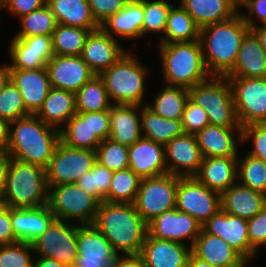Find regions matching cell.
I'll return each mask as SVG.
<instances>
[{
    "mask_svg": "<svg viewBox=\"0 0 266 267\" xmlns=\"http://www.w3.org/2000/svg\"><path fill=\"white\" fill-rule=\"evenodd\" d=\"M121 256L139 255L148 233V223L134 204L101 202L93 223Z\"/></svg>",
    "mask_w": 266,
    "mask_h": 267,
    "instance_id": "6da1fadb",
    "label": "cell"
},
{
    "mask_svg": "<svg viewBox=\"0 0 266 267\" xmlns=\"http://www.w3.org/2000/svg\"><path fill=\"white\" fill-rule=\"evenodd\" d=\"M249 31L239 12L200 29L199 40L211 76H226L234 68L242 40Z\"/></svg>",
    "mask_w": 266,
    "mask_h": 267,
    "instance_id": "7a4b0ae2",
    "label": "cell"
},
{
    "mask_svg": "<svg viewBox=\"0 0 266 267\" xmlns=\"http://www.w3.org/2000/svg\"><path fill=\"white\" fill-rule=\"evenodd\" d=\"M59 142V130L30 114L10 122L7 152L12 159L46 168Z\"/></svg>",
    "mask_w": 266,
    "mask_h": 267,
    "instance_id": "3957f363",
    "label": "cell"
},
{
    "mask_svg": "<svg viewBox=\"0 0 266 267\" xmlns=\"http://www.w3.org/2000/svg\"><path fill=\"white\" fill-rule=\"evenodd\" d=\"M164 81L167 85L190 89L211 77L200 40L181 43H158Z\"/></svg>",
    "mask_w": 266,
    "mask_h": 267,
    "instance_id": "277c9868",
    "label": "cell"
},
{
    "mask_svg": "<svg viewBox=\"0 0 266 267\" xmlns=\"http://www.w3.org/2000/svg\"><path fill=\"white\" fill-rule=\"evenodd\" d=\"M130 50L99 76L113 104L146 105L143 103L147 89L145 83L151 69L142 64Z\"/></svg>",
    "mask_w": 266,
    "mask_h": 267,
    "instance_id": "5b68a950",
    "label": "cell"
},
{
    "mask_svg": "<svg viewBox=\"0 0 266 267\" xmlns=\"http://www.w3.org/2000/svg\"><path fill=\"white\" fill-rule=\"evenodd\" d=\"M45 168L36 164L10 160L4 192L9 208H39L48 204Z\"/></svg>",
    "mask_w": 266,
    "mask_h": 267,
    "instance_id": "8992f818",
    "label": "cell"
},
{
    "mask_svg": "<svg viewBox=\"0 0 266 267\" xmlns=\"http://www.w3.org/2000/svg\"><path fill=\"white\" fill-rule=\"evenodd\" d=\"M189 99L207 113L209 123L242 128L237 120L232 89L226 76H211L188 89Z\"/></svg>",
    "mask_w": 266,
    "mask_h": 267,
    "instance_id": "52a82bcc",
    "label": "cell"
},
{
    "mask_svg": "<svg viewBox=\"0 0 266 267\" xmlns=\"http://www.w3.org/2000/svg\"><path fill=\"white\" fill-rule=\"evenodd\" d=\"M100 201L76 183L50 187L48 206L56 219L80 225L95 222Z\"/></svg>",
    "mask_w": 266,
    "mask_h": 267,
    "instance_id": "ba28073f",
    "label": "cell"
},
{
    "mask_svg": "<svg viewBox=\"0 0 266 267\" xmlns=\"http://www.w3.org/2000/svg\"><path fill=\"white\" fill-rule=\"evenodd\" d=\"M96 162V151L73 148L60 140L45 168L48 189L57 185L76 183Z\"/></svg>",
    "mask_w": 266,
    "mask_h": 267,
    "instance_id": "9c48e42d",
    "label": "cell"
},
{
    "mask_svg": "<svg viewBox=\"0 0 266 267\" xmlns=\"http://www.w3.org/2000/svg\"><path fill=\"white\" fill-rule=\"evenodd\" d=\"M178 176L165 173L141 180L134 206L149 223L157 215L175 208Z\"/></svg>",
    "mask_w": 266,
    "mask_h": 267,
    "instance_id": "30bf717a",
    "label": "cell"
},
{
    "mask_svg": "<svg viewBox=\"0 0 266 267\" xmlns=\"http://www.w3.org/2000/svg\"><path fill=\"white\" fill-rule=\"evenodd\" d=\"M73 224L55 218L49 227L31 243L33 253L67 266L73 265L78 256L76 236L77 227L80 225Z\"/></svg>",
    "mask_w": 266,
    "mask_h": 267,
    "instance_id": "8fae6325",
    "label": "cell"
},
{
    "mask_svg": "<svg viewBox=\"0 0 266 267\" xmlns=\"http://www.w3.org/2000/svg\"><path fill=\"white\" fill-rule=\"evenodd\" d=\"M227 78L239 125L243 127L253 123H266V77Z\"/></svg>",
    "mask_w": 266,
    "mask_h": 267,
    "instance_id": "7c38bea8",
    "label": "cell"
},
{
    "mask_svg": "<svg viewBox=\"0 0 266 267\" xmlns=\"http://www.w3.org/2000/svg\"><path fill=\"white\" fill-rule=\"evenodd\" d=\"M175 208L203 225L221 209V194L206 187L195 176H178Z\"/></svg>",
    "mask_w": 266,
    "mask_h": 267,
    "instance_id": "4fadbf2b",
    "label": "cell"
},
{
    "mask_svg": "<svg viewBox=\"0 0 266 267\" xmlns=\"http://www.w3.org/2000/svg\"><path fill=\"white\" fill-rule=\"evenodd\" d=\"M76 242L78 256L75 264L81 267H111L119 256L94 224L79 225Z\"/></svg>",
    "mask_w": 266,
    "mask_h": 267,
    "instance_id": "5bb4252c",
    "label": "cell"
},
{
    "mask_svg": "<svg viewBox=\"0 0 266 267\" xmlns=\"http://www.w3.org/2000/svg\"><path fill=\"white\" fill-rule=\"evenodd\" d=\"M202 225L191 215L176 208L157 215L148 223V233L157 239L169 240L192 247L200 234Z\"/></svg>",
    "mask_w": 266,
    "mask_h": 267,
    "instance_id": "9a60e30c",
    "label": "cell"
},
{
    "mask_svg": "<svg viewBox=\"0 0 266 267\" xmlns=\"http://www.w3.org/2000/svg\"><path fill=\"white\" fill-rule=\"evenodd\" d=\"M247 228V219L227 214L222 209L202 225L206 233L221 237L249 262L257 252L250 246Z\"/></svg>",
    "mask_w": 266,
    "mask_h": 267,
    "instance_id": "2e32d148",
    "label": "cell"
},
{
    "mask_svg": "<svg viewBox=\"0 0 266 267\" xmlns=\"http://www.w3.org/2000/svg\"><path fill=\"white\" fill-rule=\"evenodd\" d=\"M8 69H38L46 67L54 56L52 36L35 35L24 38H11Z\"/></svg>",
    "mask_w": 266,
    "mask_h": 267,
    "instance_id": "e0dca14e",
    "label": "cell"
},
{
    "mask_svg": "<svg viewBox=\"0 0 266 267\" xmlns=\"http://www.w3.org/2000/svg\"><path fill=\"white\" fill-rule=\"evenodd\" d=\"M118 41L101 27L90 31L81 56L95 75H100L128 52Z\"/></svg>",
    "mask_w": 266,
    "mask_h": 267,
    "instance_id": "ac0fdd59",
    "label": "cell"
},
{
    "mask_svg": "<svg viewBox=\"0 0 266 267\" xmlns=\"http://www.w3.org/2000/svg\"><path fill=\"white\" fill-rule=\"evenodd\" d=\"M195 134L184 133L165 145L167 173L179 177L195 176L202 163Z\"/></svg>",
    "mask_w": 266,
    "mask_h": 267,
    "instance_id": "d6986e66",
    "label": "cell"
},
{
    "mask_svg": "<svg viewBox=\"0 0 266 267\" xmlns=\"http://www.w3.org/2000/svg\"><path fill=\"white\" fill-rule=\"evenodd\" d=\"M50 85L76 93L95 74L82 56H53L46 64Z\"/></svg>",
    "mask_w": 266,
    "mask_h": 267,
    "instance_id": "ffe728a7",
    "label": "cell"
},
{
    "mask_svg": "<svg viewBox=\"0 0 266 267\" xmlns=\"http://www.w3.org/2000/svg\"><path fill=\"white\" fill-rule=\"evenodd\" d=\"M128 162L141 179L167 173L165 146L143 136L128 147Z\"/></svg>",
    "mask_w": 266,
    "mask_h": 267,
    "instance_id": "44dd1931",
    "label": "cell"
},
{
    "mask_svg": "<svg viewBox=\"0 0 266 267\" xmlns=\"http://www.w3.org/2000/svg\"><path fill=\"white\" fill-rule=\"evenodd\" d=\"M190 254L187 244L157 239L147 233L139 256L145 267H187Z\"/></svg>",
    "mask_w": 266,
    "mask_h": 267,
    "instance_id": "7402d4cb",
    "label": "cell"
},
{
    "mask_svg": "<svg viewBox=\"0 0 266 267\" xmlns=\"http://www.w3.org/2000/svg\"><path fill=\"white\" fill-rule=\"evenodd\" d=\"M191 253L216 267H243L248 262L221 237L210 235L203 229L195 239Z\"/></svg>",
    "mask_w": 266,
    "mask_h": 267,
    "instance_id": "603a6c76",
    "label": "cell"
},
{
    "mask_svg": "<svg viewBox=\"0 0 266 267\" xmlns=\"http://www.w3.org/2000/svg\"><path fill=\"white\" fill-rule=\"evenodd\" d=\"M10 81L19 89L26 109L35 114L51 88L46 67L26 70L8 69Z\"/></svg>",
    "mask_w": 266,
    "mask_h": 267,
    "instance_id": "cb8c5ba5",
    "label": "cell"
},
{
    "mask_svg": "<svg viewBox=\"0 0 266 267\" xmlns=\"http://www.w3.org/2000/svg\"><path fill=\"white\" fill-rule=\"evenodd\" d=\"M203 158L239 156L241 128L209 124L195 134ZM238 139V140H237Z\"/></svg>",
    "mask_w": 266,
    "mask_h": 267,
    "instance_id": "d4e9b609",
    "label": "cell"
},
{
    "mask_svg": "<svg viewBox=\"0 0 266 267\" xmlns=\"http://www.w3.org/2000/svg\"><path fill=\"white\" fill-rule=\"evenodd\" d=\"M144 0H129L125 7L110 16L100 27L113 38L135 40L142 37Z\"/></svg>",
    "mask_w": 266,
    "mask_h": 267,
    "instance_id": "484cf974",
    "label": "cell"
},
{
    "mask_svg": "<svg viewBox=\"0 0 266 267\" xmlns=\"http://www.w3.org/2000/svg\"><path fill=\"white\" fill-rule=\"evenodd\" d=\"M141 137V106L113 104L110 109L109 138L130 147Z\"/></svg>",
    "mask_w": 266,
    "mask_h": 267,
    "instance_id": "4316f807",
    "label": "cell"
},
{
    "mask_svg": "<svg viewBox=\"0 0 266 267\" xmlns=\"http://www.w3.org/2000/svg\"><path fill=\"white\" fill-rule=\"evenodd\" d=\"M238 156L206 157L195 177L206 187L222 194L236 183Z\"/></svg>",
    "mask_w": 266,
    "mask_h": 267,
    "instance_id": "83f0119b",
    "label": "cell"
},
{
    "mask_svg": "<svg viewBox=\"0 0 266 267\" xmlns=\"http://www.w3.org/2000/svg\"><path fill=\"white\" fill-rule=\"evenodd\" d=\"M55 219L48 205L39 208H11V223L20 242L32 243Z\"/></svg>",
    "mask_w": 266,
    "mask_h": 267,
    "instance_id": "f1b7e54d",
    "label": "cell"
},
{
    "mask_svg": "<svg viewBox=\"0 0 266 267\" xmlns=\"http://www.w3.org/2000/svg\"><path fill=\"white\" fill-rule=\"evenodd\" d=\"M226 77H266V53L262 49L259 39L251 30L243 38L234 68Z\"/></svg>",
    "mask_w": 266,
    "mask_h": 267,
    "instance_id": "f546056e",
    "label": "cell"
},
{
    "mask_svg": "<svg viewBox=\"0 0 266 267\" xmlns=\"http://www.w3.org/2000/svg\"><path fill=\"white\" fill-rule=\"evenodd\" d=\"M266 206V195L245 187L238 181L221 194V209L244 219L253 218Z\"/></svg>",
    "mask_w": 266,
    "mask_h": 267,
    "instance_id": "4dcf8cb0",
    "label": "cell"
},
{
    "mask_svg": "<svg viewBox=\"0 0 266 267\" xmlns=\"http://www.w3.org/2000/svg\"><path fill=\"white\" fill-rule=\"evenodd\" d=\"M76 113L75 93L51 87L35 115L46 125L60 131Z\"/></svg>",
    "mask_w": 266,
    "mask_h": 267,
    "instance_id": "1f68e13d",
    "label": "cell"
},
{
    "mask_svg": "<svg viewBox=\"0 0 266 267\" xmlns=\"http://www.w3.org/2000/svg\"><path fill=\"white\" fill-rule=\"evenodd\" d=\"M58 24L81 27L90 31L100 28L94 19L88 0H47Z\"/></svg>",
    "mask_w": 266,
    "mask_h": 267,
    "instance_id": "d6a6232c",
    "label": "cell"
},
{
    "mask_svg": "<svg viewBox=\"0 0 266 267\" xmlns=\"http://www.w3.org/2000/svg\"><path fill=\"white\" fill-rule=\"evenodd\" d=\"M179 3L200 29L228 20L238 13L230 0H179Z\"/></svg>",
    "mask_w": 266,
    "mask_h": 267,
    "instance_id": "836d02e7",
    "label": "cell"
},
{
    "mask_svg": "<svg viewBox=\"0 0 266 267\" xmlns=\"http://www.w3.org/2000/svg\"><path fill=\"white\" fill-rule=\"evenodd\" d=\"M200 28L180 5L173 4L168 12L165 32L158 43H181L199 40Z\"/></svg>",
    "mask_w": 266,
    "mask_h": 267,
    "instance_id": "e575fe53",
    "label": "cell"
},
{
    "mask_svg": "<svg viewBox=\"0 0 266 267\" xmlns=\"http://www.w3.org/2000/svg\"><path fill=\"white\" fill-rule=\"evenodd\" d=\"M141 126L143 137L149 138L164 146L172 139L185 133L181 119L162 118L146 105L141 106Z\"/></svg>",
    "mask_w": 266,
    "mask_h": 267,
    "instance_id": "d590c367",
    "label": "cell"
},
{
    "mask_svg": "<svg viewBox=\"0 0 266 267\" xmlns=\"http://www.w3.org/2000/svg\"><path fill=\"white\" fill-rule=\"evenodd\" d=\"M60 140L73 148L96 151L101 141L90 126V112H77L60 130Z\"/></svg>",
    "mask_w": 266,
    "mask_h": 267,
    "instance_id": "8d00e7d4",
    "label": "cell"
},
{
    "mask_svg": "<svg viewBox=\"0 0 266 267\" xmlns=\"http://www.w3.org/2000/svg\"><path fill=\"white\" fill-rule=\"evenodd\" d=\"M154 96L153 103L146 106L155 114L165 119H182L184 107L189 99L188 89L165 84Z\"/></svg>",
    "mask_w": 266,
    "mask_h": 267,
    "instance_id": "74e56055",
    "label": "cell"
},
{
    "mask_svg": "<svg viewBox=\"0 0 266 267\" xmlns=\"http://www.w3.org/2000/svg\"><path fill=\"white\" fill-rule=\"evenodd\" d=\"M76 112H100L111 109V102L103 79L93 76L76 93Z\"/></svg>",
    "mask_w": 266,
    "mask_h": 267,
    "instance_id": "f35d334b",
    "label": "cell"
},
{
    "mask_svg": "<svg viewBox=\"0 0 266 267\" xmlns=\"http://www.w3.org/2000/svg\"><path fill=\"white\" fill-rule=\"evenodd\" d=\"M90 30L58 24L52 35L54 56H79Z\"/></svg>",
    "mask_w": 266,
    "mask_h": 267,
    "instance_id": "ab89813d",
    "label": "cell"
},
{
    "mask_svg": "<svg viewBox=\"0 0 266 267\" xmlns=\"http://www.w3.org/2000/svg\"><path fill=\"white\" fill-rule=\"evenodd\" d=\"M21 30L14 38L32 37L35 35L52 36L57 25L51 8L45 4L42 8L32 11L19 18Z\"/></svg>",
    "mask_w": 266,
    "mask_h": 267,
    "instance_id": "60d3db41",
    "label": "cell"
},
{
    "mask_svg": "<svg viewBox=\"0 0 266 267\" xmlns=\"http://www.w3.org/2000/svg\"><path fill=\"white\" fill-rule=\"evenodd\" d=\"M141 180L130 168L114 171L108 191V202L134 204Z\"/></svg>",
    "mask_w": 266,
    "mask_h": 267,
    "instance_id": "b9f144b4",
    "label": "cell"
},
{
    "mask_svg": "<svg viewBox=\"0 0 266 267\" xmlns=\"http://www.w3.org/2000/svg\"><path fill=\"white\" fill-rule=\"evenodd\" d=\"M239 184L266 195V163L246 153L238 157L237 180Z\"/></svg>",
    "mask_w": 266,
    "mask_h": 267,
    "instance_id": "7bdbcfd3",
    "label": "cell"
},
{
    "mask_svg": "<svg viewBox=\"0 0 266 267\" xmlns=\"http://www.w3.org/2000/svg\"><path fill=\"white\" fill-rule=\"evenodd\" d=\"M113 171L96 162L89 172L84 173L76 184L100 202H108V191Z\"/></svg>",
    "mask_w": 266,
    "mask_h": 267,
    "instance_id": "ee69618b",
    "label": "cell"
},
{
    "mask_svg": "<svg viewBox=\"0 0 266 267\" xmlns=\"http://www.w3.org/2000/svg\"><path fill=\"white\" fill-rule=\"evenodd\" d=\"M173 4L168 0H144L142 37L148 33L161 34L163 37L167 15Z\"/></svg>",
    "mask_w": 266,
    "mask_h": 267,
    "instance_id": "f6af8a7d",
    "label": "cell"
},
{
    "mask_svg": "<svg viewBox=\"0 0 266 267\" xmlns=\"http://www.w3.org/2000/svg\"><path fill=\"white\" fill-rule=\"evenodd\" d=\"M96 161L113 172L128 169V147L107 138L96 149Z\"/></svg>",
    "mask_w": 266,
    "mask_h": 267,
    "instance_id": "bcb514c9",
    "label": "cell"
},
{
    "mask_svg": "<svg viewBox=\"0 0 266 267\" xmlns=\"http://www.w3.org/2000/svg\"><path fill=\"white\" fill-rule=\"evenodd\" d=\"M30 114L24 105L21 92L9 80L0 93V117L12 122Z\"/></svg>",
    "mask_w": 266,
    "mask_h": 267,
    "instance_id": "7dc6e473",
    "label": "cell"
},
{
    "mask_svg": "<svg viewBox=\"0 0 266 267\" xmlns=\"http://www.w3.org/2000/svg\"><path fill=\"white\" fill-rule=\"evenodd\" d=\"M31 243L18 242L10 245H0V267H34Z\"/></svg>",
    "mask_w": 266,
    "mask_h": 267,
    "instance_id": "c3c4849f",
    "label": "cell"
},
{
    "mask_svg": "<svg viewBox=\"0 0 266 267\" xmlns=\"http://www.w3.org/2000/svg\"><path fill=\"white\" fill-rule=\"evenodd\" d=\"M241 143L253 141L247 154L266 163V123H253L241 128Z\"/></svg>",
    "mask_w": 266,
    "mask_h": 267,
    "instance_id": "681fc988",
    "label": "cell"
},
{
    "mask_svg": "<svg viewBox=\"0 0 266 267\" xmlns=\"http://www.w3.org/2000/svg\"><path fill=\"white\" fill-rule=\"evenodd\" d=\"M181 120L184 132L189 134H196L210 124L205 110L190 99L185 104Z\"/></svg>",
    "mask_w": 266,
    "mask_h": 267,
    "instance_id": "f907efd6",
    "label": "cell"
},
{
    "mask_svg": "<svg viewBox=\"0 0 266 267\" xmlns=\"http://www.w3.org/2000/svg\"><path fill=\"white\" fill-rule=\"evenodd\" d=\"M247 223L250 246L258 252L261 246L266 245V206Z\"/></svg>",
    "mask_w": 266,
    "mask_h": 267,
    "instance_id": "816d5d0a",
    "label": "cell"
},
{
    "mask_svg": "<svg viewBox=\"0 0 266 267\" xmlns=\"http://www.w3.org/2000/svg\"><path fill=\"white\" fill-rule=\"evenodd\" d=\"M129 0H88L92 15L101 25L110 16L121 11Z\"/></svg>",
    "mask_w": 266,
    "mask_h": 267,
    "instance_id": "f5cc1de1",
    "label": "cell"
},
{
    "mask_svg": "<svg viewBox=\"0 0 266 267\" xmlns=\"http://www.w3.org/2000/svg\"><path fill=\"white\" fill-rule=\"evenodd\" d=\"M244 8H247L248 13L242 10L239 13L250 30L257 26L266 25V0H249Z\"/></svg>",
    "mask_w": 266,
    "mask_h": 267,
    "instance_id": "db71d44e",
    "label": "cell"
},
{
    "mask_svg": "<svg viewBox=\"0 0 266 267\" xmlns=\"http://www.w3.org/2000/svg\"><path fill=\"white\" fill-rule=\"evenodd\" d=\"M47 0H2V9L9 11L11 15L20 17L42 8Z\"/></svg>",
    "mask_w": 266,
    "mask_h": 267,
    "instance_id": "11a10c76",
    "label": "cell"
},
{
    "mask_svg": "<svg viewBox=\"0 0 266 267\" xmlns=\"http://www.w3.org/2000/svg\"><path fill=\"white\" fill-rule=\"evenodd\" d=\"M90 126L92 132L100 141L109 138L110 134V109L100 112H90Z\"/></svg>",
    "mask_w": 266,
    "mask_h": 267,
    "instance_id": "9f6ffc18",
    "label": "cell"
},
{
    "mask_svg": "<svg viewBox=\"0 0 266 267\" xmlns=\"http://www.w3.org/2000/svg\"><path fill=\"white\" fill-rule=\"evenodd\" d=\"M20 242L14 234L11 223V208L5 207L0 212V245H10Z\"/></svg>",
    "mask_w": 266,
    "mask_h": 267,
    "instance_id": "6f0895ef",
    "label": "cell"
},
{
    "mask_svg": "<svg viewBox=\"0 0 266 267\" xmlns=\"http://www.w3.org/2000/svg\"><path fill=\"white\" fill-rule=\"evenodd\" d=\"M11 157L7 150H0V198H4L6 178Z\"/></svg>",
    "mask_w": 266,
    "mask_h": 267,
    "instance_id": "680465c9",
    "label": "cell"
},
{
    "mask_svg": "<svg viewBox=\"0 0 266 267\" xmlns=\"http://www.w3.org/2000/svg\"><path fill=\"white\" fill-rule=\"evenodd\" d=\"M111 267H145L139 255H121L112 263Z\"/></svg>",
    "mask_w": 266,
    "mask_h": 267,
    "instance_id": "91938a15",
    "label": "cell"
},
{
    "mask_svg": "<svg viewBox=\"0 0 266 267\" xmlns=\"http://www.w3.org/2000/svg\"><path fill=\"white\" fill-rule=\"evenodd\" d=\"M10 122L0 117V150H7L9 144Z\"/></svg>",
    "mask_w": 266,
    "mask_h": 267,
    "instance_id": "94428289",
    "label": "cell"
},
{
    "mask_svg": "<svg viewBox=\"0 0 266 267\" xmlns=\"http://www.w3.org/2000/svg\"><path fill=\"white\" fill-rule=\"evenodd\" d=\"M34 267H68V266L53 259L37 256L36 260H34Z\"/></svg>",
    "mask_w": 266,
    "mask_h": 267,
    "instance_id": "6125c7cd",
    "label": "cell"
},
{
    "mask_svg": "<svg viewBox=\"0 0 266 267\" xmlns=\"http://www.w3.org/2000/svg\"><path fill=\"white\" fill-rule=\"evenodd\" d=\"M251 31L259 39L261 47L266 53V25L257 26L255 28L251 29Z\"/></svg>",
    "mask_w": 266,
    "mask_h": 267,
    "instance_id": "be15d7a7",
    "label": "cell"
},
{
    "mask_svg": "<svg viewBox=\"0 0 266 267\" xmlns=\"http://www.w3.org/2000/svg\"><path fill=\"white\" fill-rule=\"evenodd\" d=\"M10 80L8 64L0 65V93L3 91L4 86Z\"/></svg>",
    "mask_w": 266,
    "mask_h": 267,
    "instance_id": "e7e4bbea",
    "label": "cell"
},
{
    "mask_svg": "<svg viewBox=\"0 0 266 267\" xmlns=\"http://www.w3.org/2000/svg\"><path fill=\"white\" fill-rule=\"evenodd\" d=\"M187 267H216V266H212L209 263L200 260L191 253L187 261Z\"/></svg>",
    "mask_w": 266,
    "mask_h": 267,
    "instance_id": "03108f58",
    "label": "cell"
},
{
    "mask_svg": "<svg viewBox=\"0 0 266 267\" xmlns=\"http://www.w3.org/2000/svg\"><path fill=\"white\" fill-rule=\"evenodd\" d=\"M249 0H230L231 4L240 11L241 6H244Z\"/></svg>",
    "mask_w": 266,
    "mask_h": 267,
    "instance_id": "003e7915",
    "label": "cell"
},
{
    "mask_svg": "<svg viewBox=\"0 0 266 267\" xmlns=\"http://www.w3.org/2000/svg\"><path fill=\"white\" fill-rule=\"evenodd\" d=\"M6 207L5 201L3 198H0V212Z\"/></svg>",
    "mask_w": 266,
    "mask_h": 267,
    "instance_id": "a7ac6f4b",
    "label": "cell"
},
{
    "mask_svg": "<svg viewBox=\"0 0 266 267\" xmlns=\"http://www.w3.org/2000/svg\"><path fill=\"white\" fill-rule=\"evenodd\" d=\"M68 267H81V266H78V265H76V264L74 263L73 265H70V266H68Z\"/></svg>",
    "mask_w": 266,
    "mask_h": 267,
    "instance_id": "89a4df30",
    "label": "cell"
},
{
    "mask_svg": "<svg viewBox=\"0 0 266 267\" xmlns=\"http://www.w3.org/2000/svg\"><path fill=\"white\" fill-rule=\"evenodd\" d=\"M2 0H0V11H2Z\"/></svg>",
    "mask_w": 266,
    "mask_h": 267,
    "instance_id": "2644e50d",
    "label": "cell"
},
{
    "mask_svg": "<svg viewBox=\"0 0 266 267\" xmlns=\"http://www.w3.org/2000/svg\"><path fill=\"white\" fill-rule=\"evenodd\" d=\"M250 262H247L243 267H247L249 265ZM253 267V266H252Z\"/></svg>",
    "mask_w": 266,
    "mask_h": 267,
    "instance_id": "8c879c8a",
    "label": "cell"
}]
</instances>
